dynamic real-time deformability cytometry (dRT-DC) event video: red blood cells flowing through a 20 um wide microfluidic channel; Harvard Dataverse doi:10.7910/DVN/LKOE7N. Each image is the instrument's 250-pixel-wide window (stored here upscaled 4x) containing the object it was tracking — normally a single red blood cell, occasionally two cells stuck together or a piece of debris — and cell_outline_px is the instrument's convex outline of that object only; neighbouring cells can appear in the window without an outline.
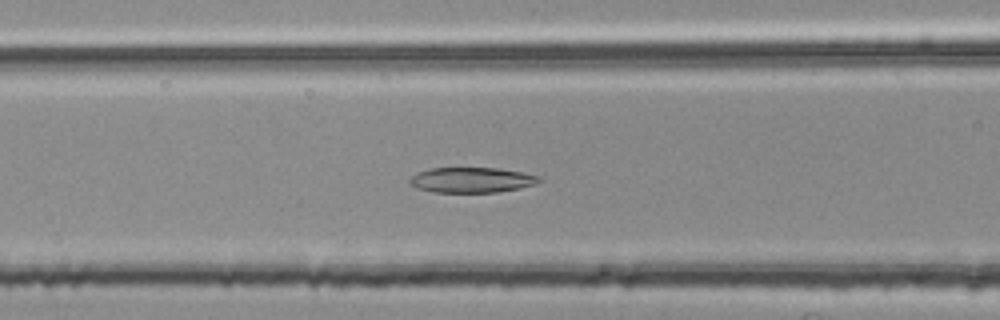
{"species": "common noctule bat (a hibernating species)", "species_latin": "Nyctalus noctula", "temperature_condition": "room temperature", "stored_images_in_passage": 29, "camera_frame_rate_fps": 3000, "um_per_image_px": 0.085, "animal": {"sex": "female", "body_mass_g": 25.1}, "frame": {"image": 1, "passage_image": 6, "time_ms": 1.667, "image_size_px": [1000, 320], "cell_outline_px": [[540, 180], [536, 184], [520, 188], [496, 192], [432, 192], [416, 188], [408, 184], [408, 180], [416, 172], [428, 168], [500, 168], [524, 172], [540, 176]], "centroid_in_image_um": [40.06, 15.29], "position_along_channel_um": 126.5, "area_um2": 19.31}}
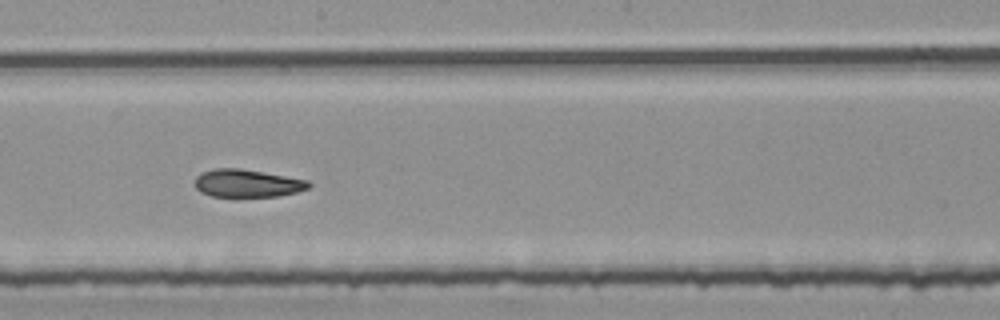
{"frame": {"image": 2, "passage_image": 14, "time_ms": 4.333, "image_size_px": [1000, 320], "cell_outline_px": [[312, 184], [308, 188], [296, 192], [276, 196], [212, 196], [200, 192], [196, 188], [196, 176], [200, 172], [216, 168], [240, 168], [308, 180]], "centroid_in_image_um": [21.0, 15.57], "position_along_channel_um": 227.2, "area_um2": 18.26}}
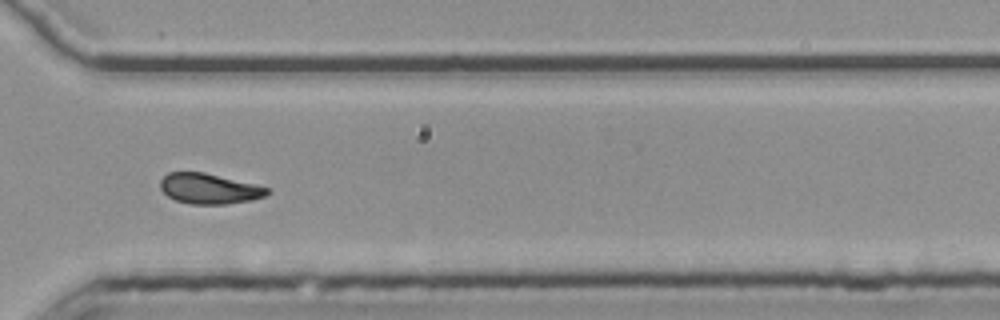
{"frame": {"image": 3, "passage_image": 24, "time_ms": 7.667, "image_size_px": [1000, 320], "cell_outline_px": [[272, 192], [264, 196], [252, 200], [224, 204], [192, 204], [176, 200], [168, 196], [160, 188], [160, 180], [168, 172], [204, 172], [268, 188]], "centroid_in_image_um": [17.76, 16.04], "position_along_channel_um": 352.8, "area_um2": 18.67}, "authors_computed_cell_mechanics": {"area_um2": 19.1318, "velocity_mm_per_s": 3.784, "shape_relaxation_time_tau1_ms": null, "shape_relaxation_time_tau2_ms": 3.1332, "deformation_change_tau1": null, "deformation_change_tau2": 0.0961}}